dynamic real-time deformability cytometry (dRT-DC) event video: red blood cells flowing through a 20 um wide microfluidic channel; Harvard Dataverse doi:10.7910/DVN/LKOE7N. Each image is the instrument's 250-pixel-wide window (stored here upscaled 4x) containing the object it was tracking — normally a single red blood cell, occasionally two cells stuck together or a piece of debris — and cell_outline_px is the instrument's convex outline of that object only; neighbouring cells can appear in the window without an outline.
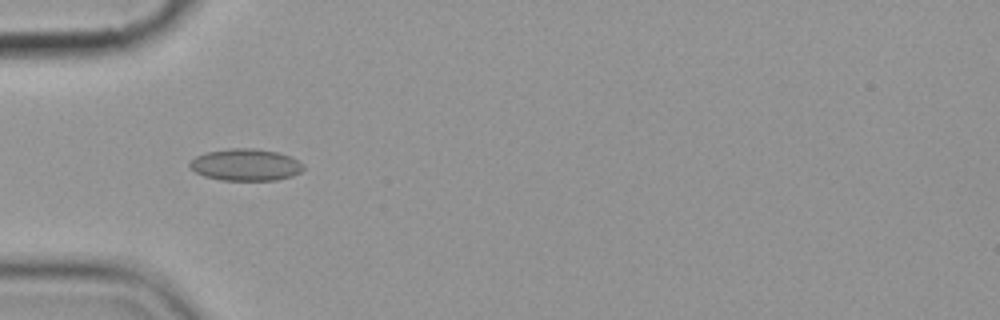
{"species": "common noctule bat (a hibernating species)", "species_latin": "Nyctalus noctula", "temperature_condition": "cold", "stored_images_in_passage": 6, "camera_frame_rate_fps": 3000, "um_per_image_px": 0.085, "animal": {"sex": "female", "body_mass_g": 19.9}, "frame": {"image": 1, "passage_image": 5, "time_ms": 5.0, "image_size_px": [1000, 320], "cell_outline_px": [[304, 168], [300, 172], [292, 176], [276, 180], [220, 180], [204, 176], [196, 172], [188, 164], [196, 156], [208, 152], [232, 148], [252, 148], [276, 152], [288, 156], [304, 164]], "centroid_in_image_um": [20.88, 14.01], "position_along_channel_um": 64.1, "area_um2": 20.87}}
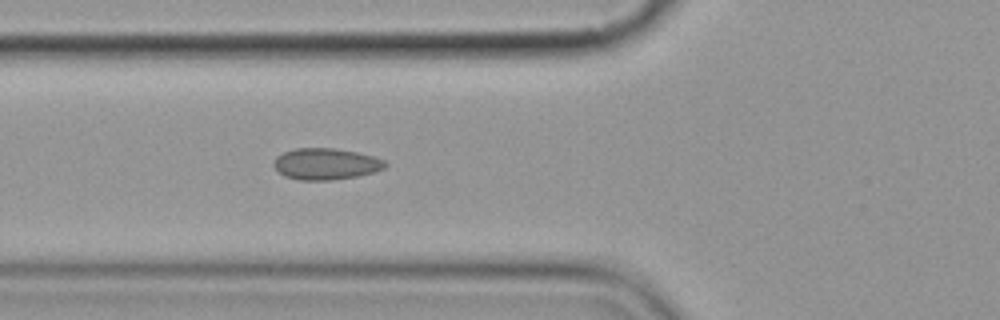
{"frame": {"image": 2, "passage_image": 6, "time_ms": 6.0, "image_size_px": [1000, 320], "cell_outline_px": [[388, 164], [384, 168], [360, 176], [332, 180], [300, 180], [284, 176], [272, 164], [276, 156], [284, 152], [296, 148], [336, 148], [356, 152], [372, 156], [384, 160]], "centroid_in_image_um": [27.69, 13.93], "position_along_channel_um": 98.1, "area_um2": 20.4}}